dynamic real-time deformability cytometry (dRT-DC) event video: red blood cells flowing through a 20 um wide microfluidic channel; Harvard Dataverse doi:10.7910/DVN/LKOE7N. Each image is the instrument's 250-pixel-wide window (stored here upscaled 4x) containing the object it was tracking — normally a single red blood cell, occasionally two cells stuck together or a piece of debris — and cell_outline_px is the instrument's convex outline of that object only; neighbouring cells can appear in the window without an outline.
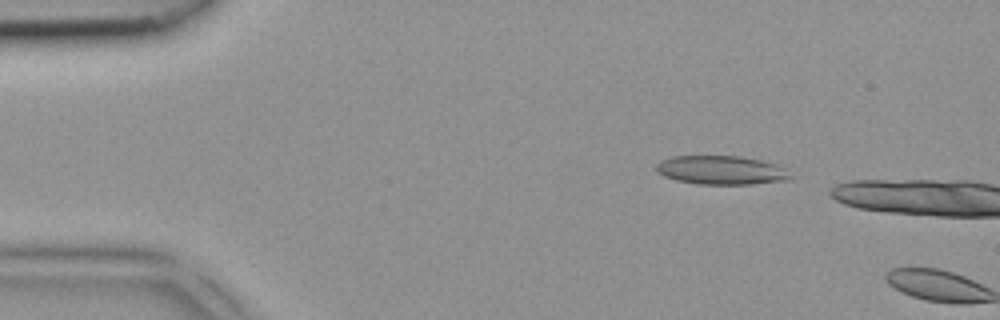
{"species": "common noctule bat (a hibernating species)", "species_latin": "Nyctalus noctula", "temperature_condition": "room temperature", "stored_images_in_passage": 2, "camera_frame_rate_fps": 3000, "um_per_image_px": 0.085, "animal": {"sex": "female", "body_mass_g": 18.4}, "frame": {"image": 1, "passage_image": 1, "time_ms": 0.0, "image_size_px": [1000, 320], "cell_outline_px": [[796, 176], [788, 180], [752, 184], [696, 184], [676, 180], [664, 176], [656, 172], [656, 164], [660, 160], [672, 156], [740, 156], [760, 160], [776, 164]], "centroid_in_image_um": [61.31, 14.46], "position_along_channel_um": 23.7, "area_um2": 22.72}}